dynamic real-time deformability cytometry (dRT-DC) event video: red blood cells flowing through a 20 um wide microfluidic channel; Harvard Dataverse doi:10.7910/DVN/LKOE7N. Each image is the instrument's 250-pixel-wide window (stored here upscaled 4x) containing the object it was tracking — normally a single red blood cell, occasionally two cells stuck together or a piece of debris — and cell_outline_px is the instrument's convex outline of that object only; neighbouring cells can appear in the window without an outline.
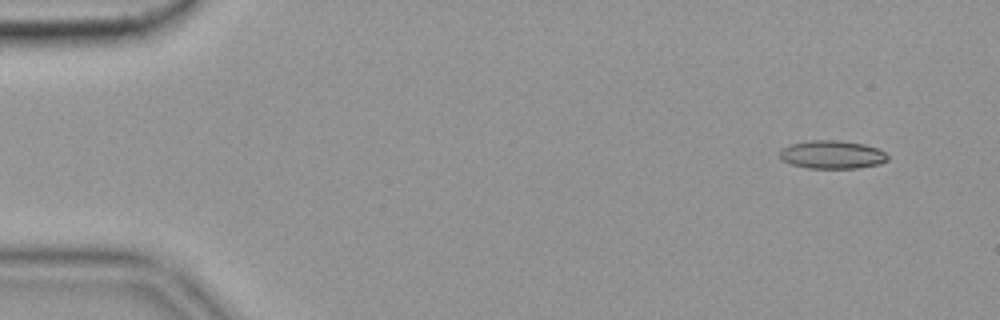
{"species": "common noctule bat (a hibernating species)", "species_latin": "Nyctalus noctula", "temperature_condition": "cold", "stored_images_in_passage": 53, "camera_frame_rate_fps": 3000, "um_per_image_px": 0.085, "animal": {"sex": "female", "body_mass_g": 19.9}, "frame": {"image": 1, "passage_image": 1, "time_ms": 0.0, "image_size_px": [1000, 320], "cell_outline_px": [[888, 160], [880, 164], [856, 168], [808, 168], [792, 164], [784, 160], [780, 156], [780, 148], [788, 144], [812, 140], [836, 140], [864, 144], [876, 148], [884, 152], [888, 156]], "centroid_in_image_um": [70.72, 13.14], "position_along_channel_um": 14.3, "area_um2": 17.69}, "authors_computed_cell_mechanics": {"area_um2": 17.34, "velocity_mm_per_s": 3.569, "shape_relaxation_time_tau1_ms": null, "shape_relaxation_time_tau2_ms": 5.1922, "deformation_change_tau1": null, "deformation_change_tau2": 0.1473}}